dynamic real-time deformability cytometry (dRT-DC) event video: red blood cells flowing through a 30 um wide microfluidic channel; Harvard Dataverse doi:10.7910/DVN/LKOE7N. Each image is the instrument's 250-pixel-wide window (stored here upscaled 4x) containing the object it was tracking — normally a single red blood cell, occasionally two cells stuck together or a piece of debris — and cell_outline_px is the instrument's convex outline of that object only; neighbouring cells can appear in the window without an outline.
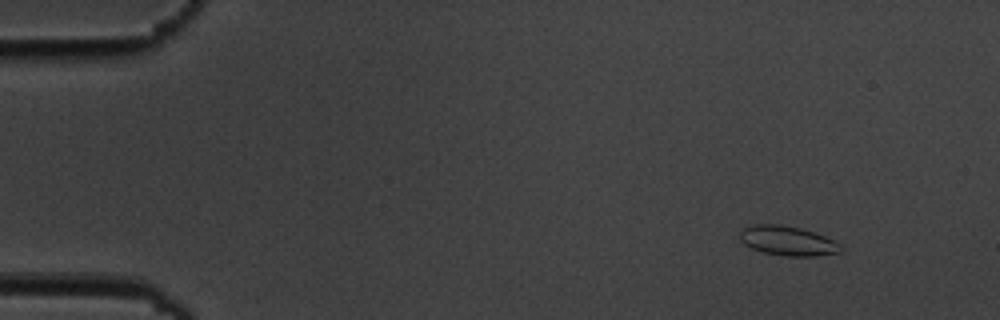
{"species": "common noctule bat (a hibernating species)", "species_latin": "Nyctalus noctula", "temperature_condition": "cold", "stored_images_in_passage": 5, "camera_frame_rate_fps": 3000, "um_per_image_px": 0.085, "animal": {"sex": "male", "body_mass_g": 19.5, "forearm_length_mm": 54.6}, "frame": {"image": 1, "passage_image": 2, "time_ms": 1.333, "image_size_px": [1000, 320], "cell_outline_px": [[844, 248], [840, 252], [816, 256], [784, 256], [764, 252], [752, 248], [744, 244], [740, 240], [740, 232], [744, 228], [756, 224], [780, 224], [800, 228], [824, 236], [840, 244]], "centroid_in_image_um": [66.95, 20.47], "position_along_channel_um": 18.0, "area_um2": 17.22}}
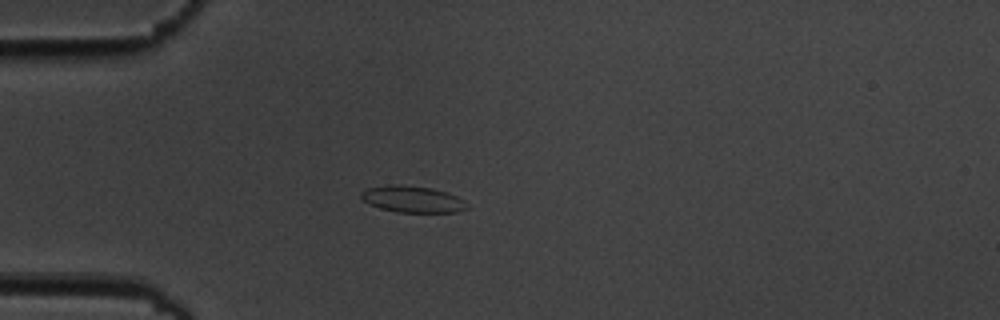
{"frame": {"image": 2, "passage_image": 5, "time_ms": 4.667, "image_size_px": [1000, 320], "cell_outline_px": [[468, 208], [456, 212], [396, 212], [380, 208], [368, 204], [360, 196], [360, 192], [368, 188], [388, 184], [400, 184], [432, 188], [448, 192], [464, 200], [468, 204]], "centroid_in_image_um": [35.06, 16.92], "position_along_channel_um": 49.9, "area_um2": 16.53}}